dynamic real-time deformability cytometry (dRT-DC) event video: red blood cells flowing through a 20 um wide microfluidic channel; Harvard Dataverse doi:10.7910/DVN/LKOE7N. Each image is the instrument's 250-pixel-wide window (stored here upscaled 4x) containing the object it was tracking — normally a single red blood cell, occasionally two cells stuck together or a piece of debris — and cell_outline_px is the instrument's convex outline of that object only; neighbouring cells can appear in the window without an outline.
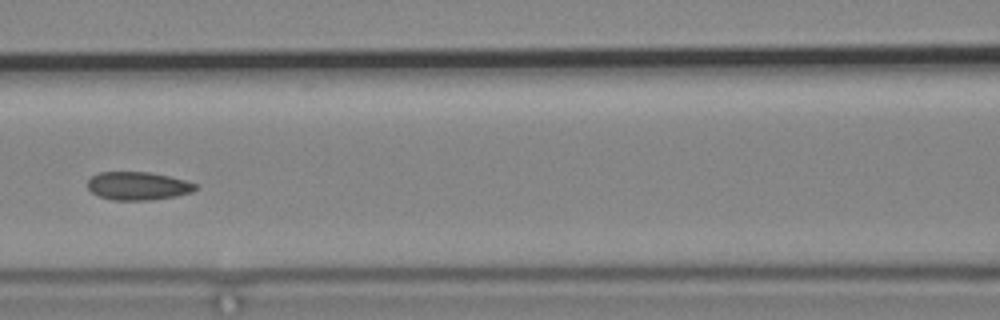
{"species": "common noctule bat (a hibernating species)", "species_latin": "Nyctalus noctula", "temperature_condition": "cold", "stored_images_in_passage": 11, "camera_frame_rate_fps": 3000, "um_per_image_px": 0.085, "animal": {"sex": "male", "body_mass_g": 19.2, "forearm_length_mm": 51.8}, "frame": {"image": 1, "passage_image": 7, "time_ms": 7.333, "image_size_px": [1000, 320], "cell_outline_px": [[196, 188], [192, 192], [176, 196], [148, 200], [112, 200], [100, 196], [92, 192], [88, 188], [88, 180], [92, 176], [100, 172], [148, 172], [168, 176], [184, 180], [196, 184]], "centroid_in_image_um": [11.71, 15.8], "position_along_channel_um": 154.9, "area_um2": 17.51}}
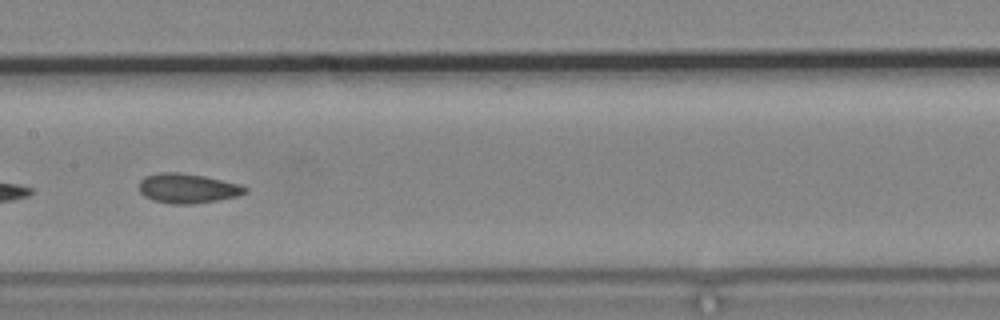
{"frame": {"image": 2, "passage_image": 8, "time_ms": 8.333, "image_size_px": [1000, 320], "cell_outline_px": [[248, 192], [236, 196], [220, 200], [192, 204], [172, 204], [152, 200], [144, 196], [140, 192], [140, 180], [144, 176], [160, 172], [180, 172], [204, 176], [240, 184], [248, 188]], "centroid_in_image_um": [15.95, 16.01], "position_along_channel_um": 191.5, "area_um2": 18.44}}
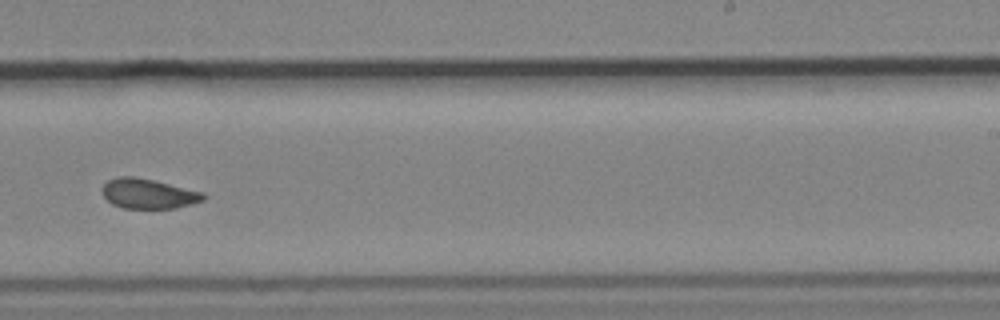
{"frame": {"image": 3, "passage_image": 10, "time_ms": 10.667, "image_size_px": [1000, 320], "cell_outline_px": [[208, 196], [204, 200], [176, 208], [124, 208], [112, 204], [104, 196], [100, 188], [108, 180], [116, 176], [136, 176], [204, 192]], "centroid_in_image_um": [12.6, 16.45], "position_along_channel_um": 276.4, "area_um2": 17.74}}